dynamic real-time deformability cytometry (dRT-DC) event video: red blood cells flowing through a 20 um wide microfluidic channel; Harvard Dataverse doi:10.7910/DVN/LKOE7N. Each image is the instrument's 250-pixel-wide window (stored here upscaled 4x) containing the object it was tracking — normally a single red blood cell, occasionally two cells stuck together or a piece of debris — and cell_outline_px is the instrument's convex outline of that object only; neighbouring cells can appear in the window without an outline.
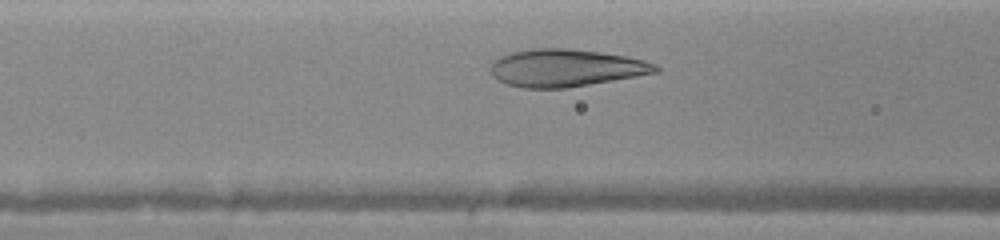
{"species": "human", "species_latin": "Homo sapiens", "temperature_condition": "warm", "stored_images_in_passage": 3, "camera_frame_rate_fps": 3000, "um_per_image_px": 0.085, "donor": {"sex": "female"}, "frame": {"image": 1, "passage_image": 3, "time_ms": 1.0, "image_size_px": [1000, 240], "cell_outline_px": [[660, 72], [564, 88], [524, 88], [508, 84], [492, 76], [488, 68], [492, 60], [500, 56], [512, 52], [532, 48], [564, 48], [600, 52], [624, 56], [644, 60], [656, 64], [660, 68]], "centroid_in_image_um": [48.05, 5.76], "position_along_channel_um": 118.6, "area_um2": 35.95}}